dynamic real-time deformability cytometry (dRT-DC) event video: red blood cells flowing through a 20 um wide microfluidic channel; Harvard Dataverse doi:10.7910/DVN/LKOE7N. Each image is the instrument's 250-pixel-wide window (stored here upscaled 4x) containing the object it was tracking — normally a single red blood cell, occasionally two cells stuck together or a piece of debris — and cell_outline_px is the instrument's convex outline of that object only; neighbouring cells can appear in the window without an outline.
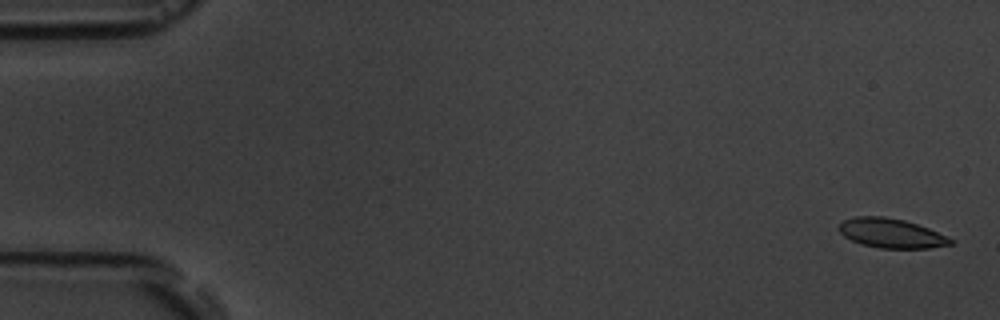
{"species": "common noctule bat (a hibernating species)", "species_latin": "Nyctalus noctula", "temperature_condition": "room temperature", "stored_images_in_passage": 5, "camera_frame_rate_fps": 3000, "um_per_image_px": 0.085, "animal": {"sex": "male", "body_mass_g": 19.5, "forearm_length_mm": 54.6}, "frame": {"image": 1, "passage_image": 1, "time_ms": 0.0, "image_size_px": [1000, 320], "cell_outline_px": [[956, 244], [928, 248], [880, 248], [860, 244], [844, 236], [836, 228], [844, 220], [856, 216], [884, 216], [904, 220], [928, 228], [956, 240]], "centroid_in_image_um": [75.77, 19.83], "position_along_channel_um": 9.2, "area_um2": 19.25}}
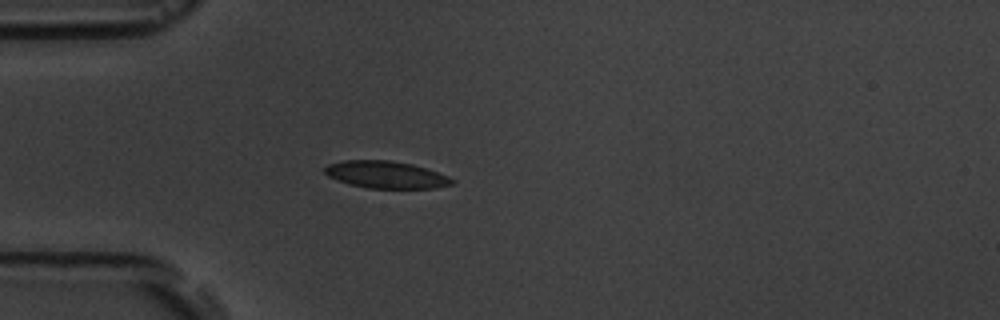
{"frame": {"image": 2, "passage_image": 5, "time_ms": 4.667, "image_size_px": [1000, 320], "cell_outline_px": [[456, 180], [452, 184], [436, 188], [368, 188], [348, 184], [336, 180], [328, 176], [324, 172], [324, 168], [328, 164], [344, 160], [388, 160], [412, 164], [448, 176]], "centroid_in_image_um": [32.78, 14.85], "position_along_channel_um": 52.2, "area_um2": 20.11}}